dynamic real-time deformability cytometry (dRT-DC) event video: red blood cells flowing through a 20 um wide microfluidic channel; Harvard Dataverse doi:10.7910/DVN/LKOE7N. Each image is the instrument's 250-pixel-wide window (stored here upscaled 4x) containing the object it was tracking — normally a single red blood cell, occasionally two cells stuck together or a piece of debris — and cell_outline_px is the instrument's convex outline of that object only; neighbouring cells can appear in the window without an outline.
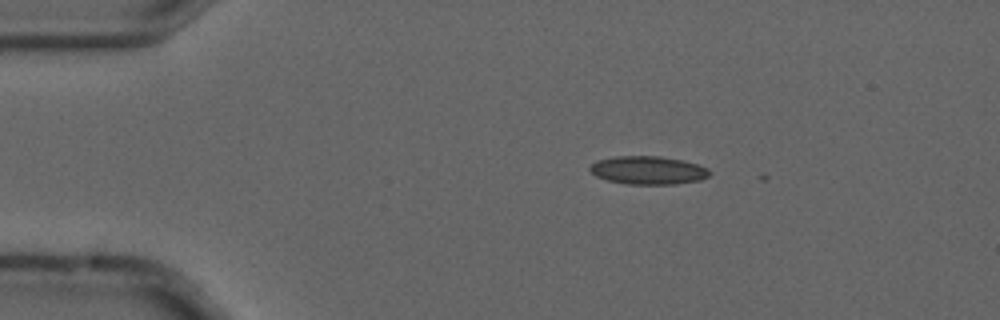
{"species": "common noctule bat (a hibernating species)", "species_latin": "Nyctalus noctula", "temperature_condition": "cold", "stored_images_in_passage": 5, "camera_frame_rate_fps": 3000, "um_per_image_px": 0.085, "animal": {"sex": "male", "forearm_length_mm": 52.5}, "frame": {"image": 1, "passage_image": 2, "time_ms": 0.333, "image_size_px": [1000, 320], "cell_outline_px": [[712, 172], [708, 176], [700, 180], [676, 184], [628, 184], [608, 180], [596, 176], [588, 168], [596, 160], [616, 156], [660, 156], [680, 160], [696, 164], [708, 168]], "centroid_in_image_um": [55.09, 14.47], "position_along_channel_um": 29.9, "area_um2": 19.59}}
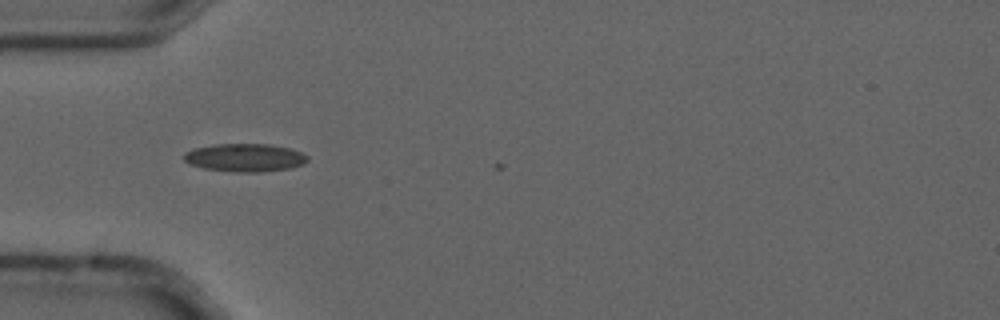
{"frame": {"image": 2, "passage_image": 4, "time_ms": 1.0, "image_size_px": [1000, 320], "cell_outline_px": [[308, 160], [304, 164], [292, 168], [260, 172], [236, 172], [204, 168], [192, 164], [184, 160], [184, 152], [192, 148], [212, 144], [268, 144], [288, 148], [300, 152], [308, 156]], "centroid_in_image_um": [20.81, 13.39], "position_along_channel_um": 64.2, "area_um2": 20.23}}